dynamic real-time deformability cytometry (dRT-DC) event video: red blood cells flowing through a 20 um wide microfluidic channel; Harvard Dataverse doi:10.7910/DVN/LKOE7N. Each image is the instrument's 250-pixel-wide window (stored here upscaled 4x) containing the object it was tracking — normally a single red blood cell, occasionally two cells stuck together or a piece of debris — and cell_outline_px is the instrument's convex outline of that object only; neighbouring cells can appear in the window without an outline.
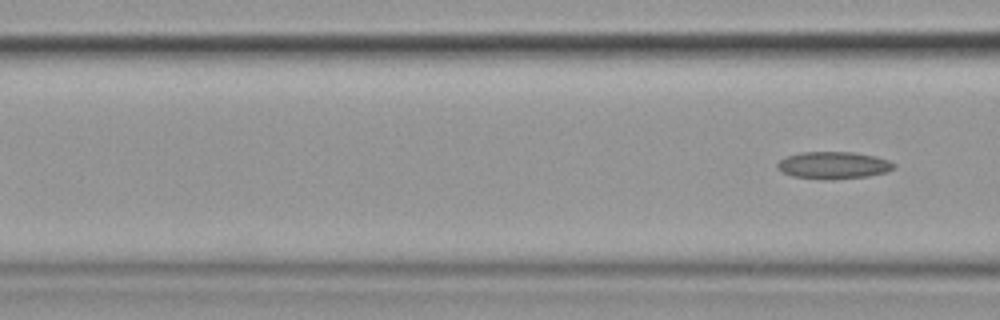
{"species": "common noctule bat (a hibernating species)", "species_latin": "Nyctalus noctula", "temperature_condition": "cold", "stored_images_in_passage": 6, "camera_frame_rate_fps": 3000, "um_per_image_px": 0.085, "animal": {"sex": "female", "body_mass_g": 19.9}, "frame": {"image": 1, "passage_image": 6, "time_ms": 6.667, "image_size_px": [1000, 320], "cell_outline_px": [[896, 164], [888, 172], [868, 176], [832, 180], [824, 180], [792, 176], [780, 172], [776, 168], [776, 164], [780, 160], [788, 156], [800, 152], [852, 152], [876, 156], [888, 160]], "centroid_in_image_um": [70.82, 14.06], "position_along_channel_um": 95.8, "area_um2": 18.67}}